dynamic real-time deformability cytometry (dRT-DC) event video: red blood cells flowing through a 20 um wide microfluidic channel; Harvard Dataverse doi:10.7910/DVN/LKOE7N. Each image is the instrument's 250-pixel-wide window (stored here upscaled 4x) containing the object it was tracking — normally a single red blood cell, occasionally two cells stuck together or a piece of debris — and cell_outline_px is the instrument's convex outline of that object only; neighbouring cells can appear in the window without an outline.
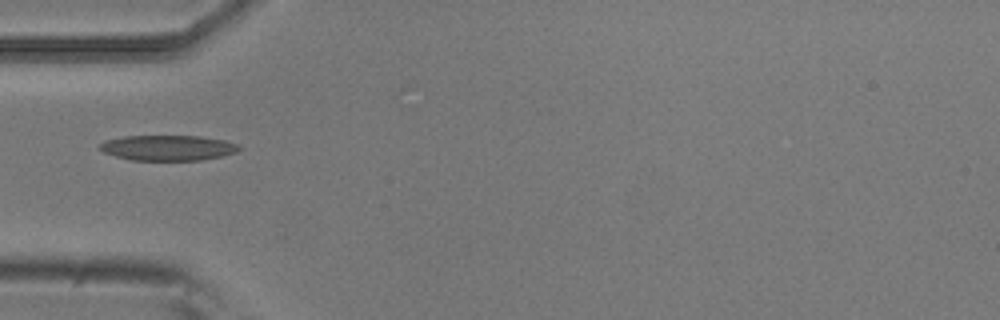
{"species": "common noctule bat (a hibernating species)", "species_latin": "Nyctalus noctula", "temperature_condition": "room temperature", "stored_images_in_passage": 5, "camera_frame_rate_fps": 3000, "um_per_image_px": 0.085, "animal": {"sex": "male", "body_mass_g": 20.5, "forearm_length_mm": 52.5}, "frame": {"image": 1, "passage_image": 3, "time_ms": 0.667, "image_size_px": [1000, 320], "cell_outline_px": [[240, 148], [236, 152], [220, 156], [200, 160], [132, 160], [116, 156], [104, 152], [100, 148], [100, 144], [104, 140], [124, 136], [200, 136], [224, 140], [236, 144]], "centroid_in_image_um": [14.25, 12.56], "position_along_channel_um": 70.8, "area_um2": 20.35}}
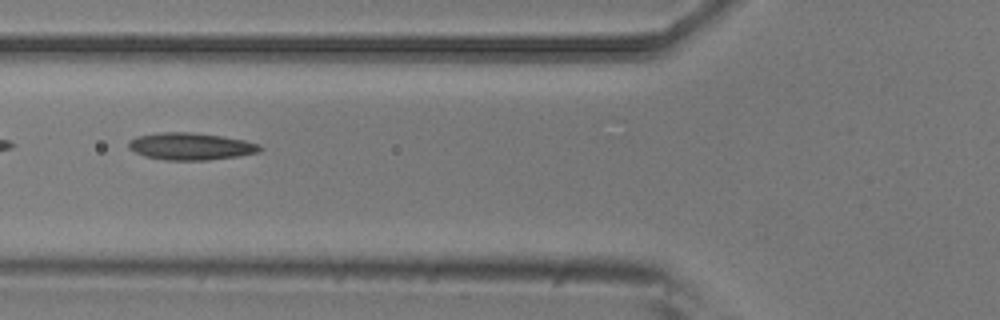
{"frame": {"image": 2, "passage_image": 4, "time_ms": 1.0, "image_size_px": [1000, 320], "cell_outline_px": [[264, 148], [260, 152], [236, 156], [208, 160], [164, 160], [144, 156], [128, 148], [128, 140], [136, 136], [160, 132], [188, 132], [220, 136], [244, 140], [260, 144]], "centroid_in_image_um": [16.19, 12.44], "position_along_channel_um": 109.6, "area_um2": 20.81}}
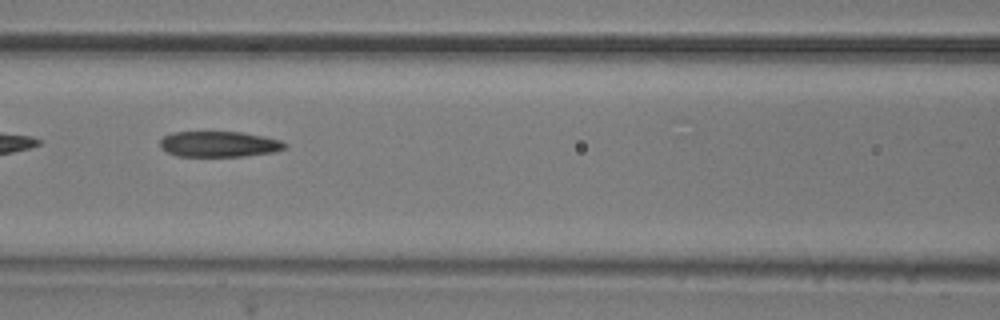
{"frame": {"image": 3, "passage_image": 5, "time_ms": 1.333, "image_size_px": [1000, 320], "cell_outline_px": [[288, 148], [272, 152], [244, 156], [176, 156], [160, 148], [160, 140], [164, 136], [172, 132], [240, 132], [264, 136], [280, 140], [288, 144]], "centroid_in_image_um": [18.63, 12.25], "position_along_channel_um": 148.0, "area_um2": 18.73}}